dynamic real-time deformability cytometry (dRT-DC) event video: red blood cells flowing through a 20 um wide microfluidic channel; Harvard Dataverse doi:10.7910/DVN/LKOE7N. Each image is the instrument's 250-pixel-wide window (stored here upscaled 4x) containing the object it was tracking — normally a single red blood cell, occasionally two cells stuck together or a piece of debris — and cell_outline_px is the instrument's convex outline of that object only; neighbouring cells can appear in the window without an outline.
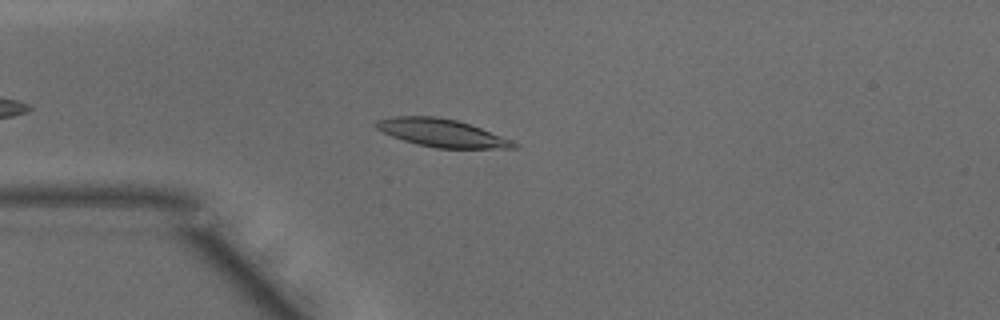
{"species": "common noctule bat (a hibernating species)", "species_latin": "Nyctalus noctula", "temperature_condition": "warm", "stored_images_in_passage": 31, "camera_frame_rate_fps": 3000, "um_per_image_px": 0.085, "animal": {"sex": "male", "body_mass_g": 15.6}, "frame": {"image": 1, "passage_image": 6, "time_ms": 1.667, "image_size_px": [1000, 320], "cell_outline_px": [[520, 148], [436, 148], [416, 144], [392, 136], [376, 128], [376, 120], [392, 116], [436, 116], [456, 120], [480, 128], [512, 140], [520, 144]], "centroid_in_image_um": [37.57, 11.3], "position_along_channel_um": 47.4, "area_um2": 22.2}}
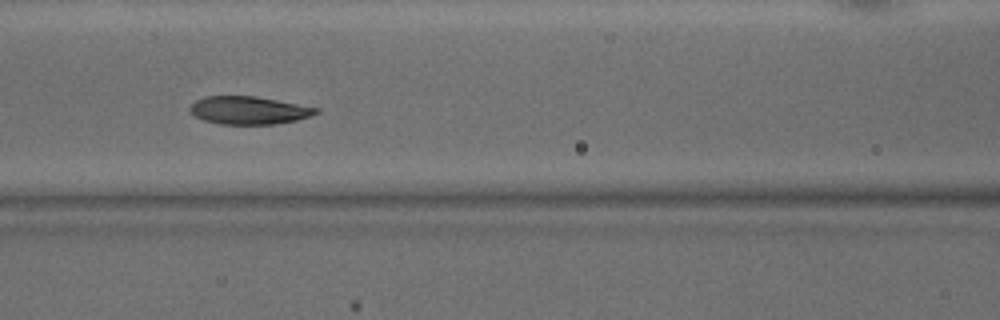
{"frame": {"image": 2, "passage_image": 14, "time_ms": 4.333, "image_size_px": [1000, 320], "cell_outline_px": [[320, 112], [296, 120], [276, 124], [220, 124], [204, 120], [196, 116], [188, 108], [196, 100], [204, 96], [256, 96], [320, 108]], "centroid_in_image_um": [21.16, 9.37], "position_along_channel_um": 145.4, "area_um2": 20.4}}
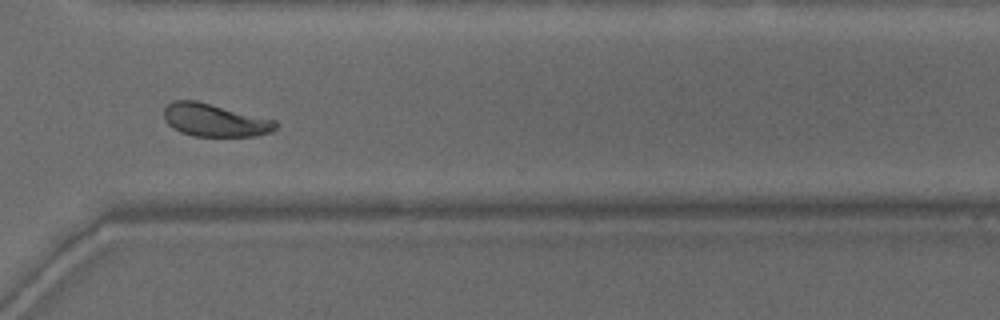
{"frame": {"image": 3, "passage_image": 29, "time_ms": 9.333, "image_size_px": [1000, 320], "cell_outline_px": [[276, 128], [272, 132], [256, 136], [192, 136], [180, 132], [172, 128], [164, 120], [164, 108], [172, 100], [196, 100], [276, 120]], "centroid_in_image_um": [18.23, 10.21], "position_along_channel_um": 352.4, "area_um2": 21.5}, "authors_computed_cell_mechanics": {"area_um2": 21.386, "velocity_mm_per_s": 4.1461, "shape_relaxation_time_tau1_ms": 3.382, "shape_relaxation_time_tau2_ms": 1.7173, "deformation_change_tau1": 0.1397, "deformation_change_tau2": 0.0635}}